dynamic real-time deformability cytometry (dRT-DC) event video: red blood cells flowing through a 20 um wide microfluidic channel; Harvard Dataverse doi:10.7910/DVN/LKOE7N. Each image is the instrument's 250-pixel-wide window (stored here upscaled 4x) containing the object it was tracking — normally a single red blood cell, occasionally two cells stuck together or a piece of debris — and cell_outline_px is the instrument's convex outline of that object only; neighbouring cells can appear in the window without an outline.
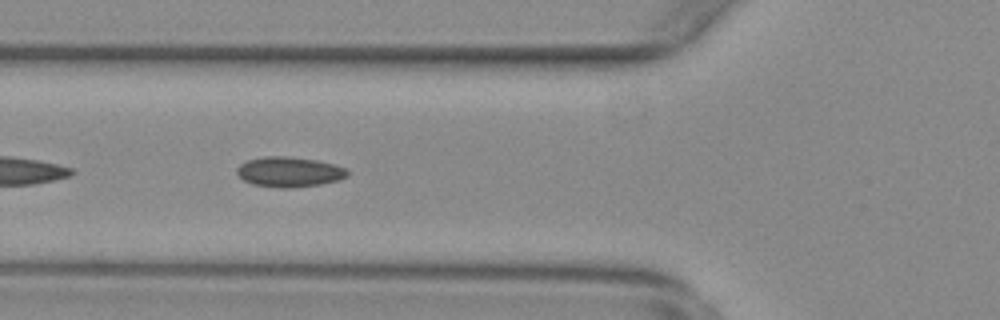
{"species": "common noctule bat (a hibernating species)", "species_latin": "Nyctalus noctula", "temperature_condition": "warm", "stored_images_in_passage": 38, "camera_frame_rate_fps": 3000, "um_per_image_px": 0.085, "animal": {"sex": "female", "body_mass_g": 29.2, "forearm_length_mm": 56.3}, "frame": {"image": 1, "passage_image": 3, "time_ms": 0.667, "image_size_px": [1000, 320], "cell_outline_px": [[348, 176], [336, 180], [320, 184], [292, 188], [280, 188], [252, 184], [244, 180], [236, 172], [236, 168], [240, 164], [248, 160], [264, 156], [284, 156], [316, 160], [348, 168]], "centroid_in_image_um": [24.57, 14.61], "position_along_channel_um": 101.2, "area_um2": 19.31}}
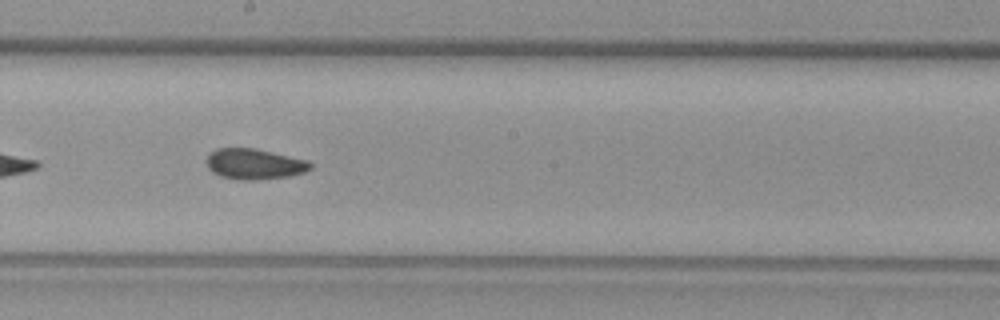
{"frame": {"image": 2, "passage_image": 13, "time_ms": 4.0, "image_size_px": [1000, 320], "cell_outline_px": [[312, 168], [304, 172], [288, 176], [256, 180], [240, 180], [220, 176], [212, 172], [208, 168], [208, 156], [216, 148], [256, 148], [308, 160], [312, 164]], "centroid_in_image_um": [21.64, 13.94], "position_along_channel_um": 226.6, "area_um2": 18.5}}
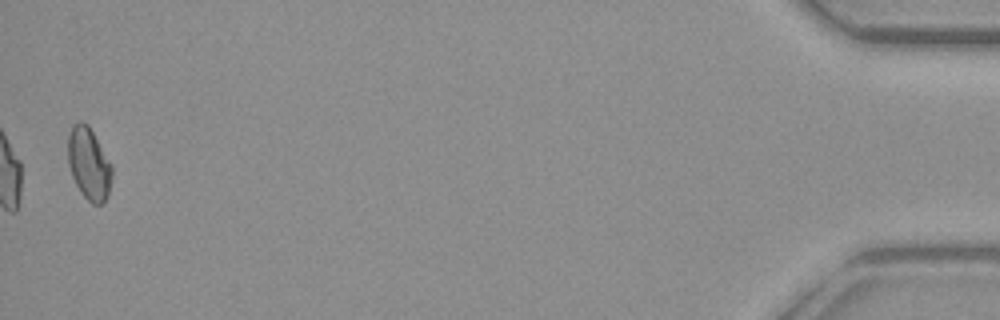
{"frame": {"image": 3, "passage_image": 37, "time_ms": 12.0, "image_size_px": [1000, 320], "cell_outline_px": [[112, 176], [108, 196], [100, 204], [92, 204], [80, 192], [72, 176], [68, 164], [68, 136], [72, 124], [80, 120], [88, 124], [112, 164]], "centroid_in_image_um": [7.55, 13.89], "position_along_channel_um": 427.6, "area_um2": 18.61}}